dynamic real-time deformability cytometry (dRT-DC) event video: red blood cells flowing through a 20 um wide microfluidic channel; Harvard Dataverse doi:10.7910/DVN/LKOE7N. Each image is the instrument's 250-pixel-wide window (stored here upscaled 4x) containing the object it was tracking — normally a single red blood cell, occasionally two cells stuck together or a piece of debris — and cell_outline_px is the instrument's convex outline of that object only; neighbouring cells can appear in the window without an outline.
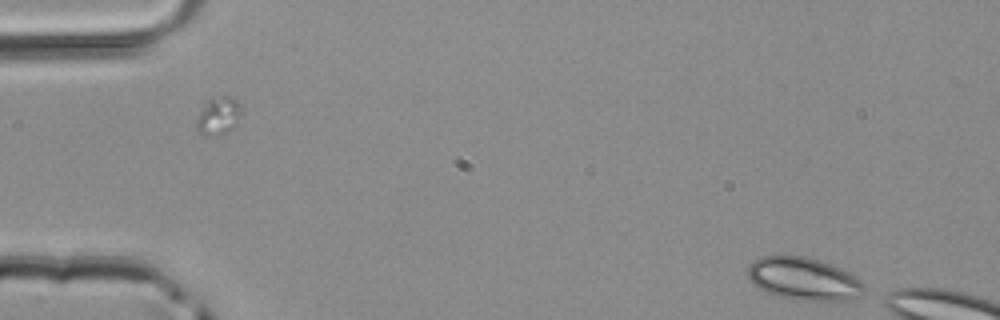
{"species": "common noctule bat (a hibernating species)", "species_latin": "Nyctalus noctula", "temperature_condition": "room temperature", "stored_images_in_passage": 6, "segment_of_instrument_passage": [2, 2], "camera_frame_rate_fps": 3000, "um_per_image_px": 0.085, "animal": {"sex": "male", "body_mass_g": 20.4}, "frame": {"image": 1, "passage_image": 6, "time_ms": 1.667, "image_size_px": [1000, 320], "cell_outline_px": [[864, 292], [860, 296], [848, 300], [800, 300], [776, 296], [752, 284], [748, 280], [748, 264], [752, 260], [760, 256], [804, 256], [820, 260], [840, 268], [848, 272], [860, 280], [864, 284]], "centroid_in_image_um": [68.28, 23.69], "position_along_channel_um": 16.7, "area_um2": 28.96}}